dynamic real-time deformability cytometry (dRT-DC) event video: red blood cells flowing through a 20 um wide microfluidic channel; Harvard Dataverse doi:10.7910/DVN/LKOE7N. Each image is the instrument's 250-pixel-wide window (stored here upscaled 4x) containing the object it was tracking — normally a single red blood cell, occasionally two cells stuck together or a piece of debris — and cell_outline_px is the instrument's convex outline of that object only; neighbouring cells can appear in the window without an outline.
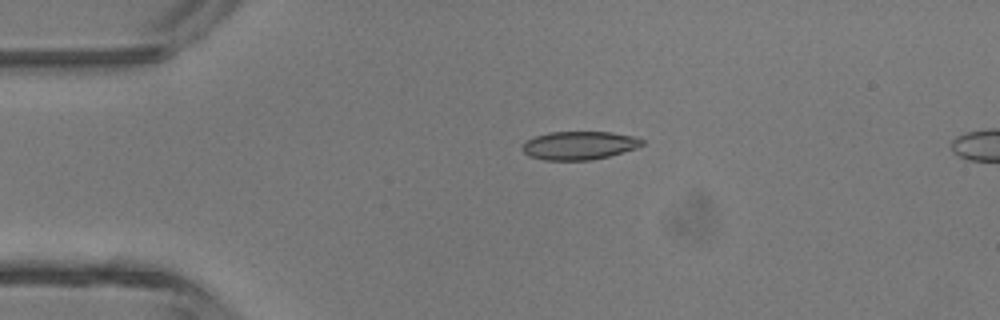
{"species": "common noctule bat (a hibernating species)", "species_latin": "Nyctalus noctula", "temperature_condition": "room temperature", "stored_images_in_passage": 5, "segment_of_instrument_passage": [1, 2], "camera_frame_rate_fps": 3000, "um_per_image_px": 0.085, "animal": {"sex": "male", "body_mass_g": 13.3}, "frame": {"image": 1, "passage_image": 3, "time_ms": 0.667, "image_size_px": [1000, 320], "cell_outline_px": [[644, 144], [636, 148], [608, 156], [592, 160], [544, 160], [528, 156], [520, 148], [524, 140], [548, 132], [612, 132], [632, 136], [644, 140]], "centroid_in_image_um": [49.18, 12.36], "position_along_channel_um": 35.8, "area_um2": 19.88}}